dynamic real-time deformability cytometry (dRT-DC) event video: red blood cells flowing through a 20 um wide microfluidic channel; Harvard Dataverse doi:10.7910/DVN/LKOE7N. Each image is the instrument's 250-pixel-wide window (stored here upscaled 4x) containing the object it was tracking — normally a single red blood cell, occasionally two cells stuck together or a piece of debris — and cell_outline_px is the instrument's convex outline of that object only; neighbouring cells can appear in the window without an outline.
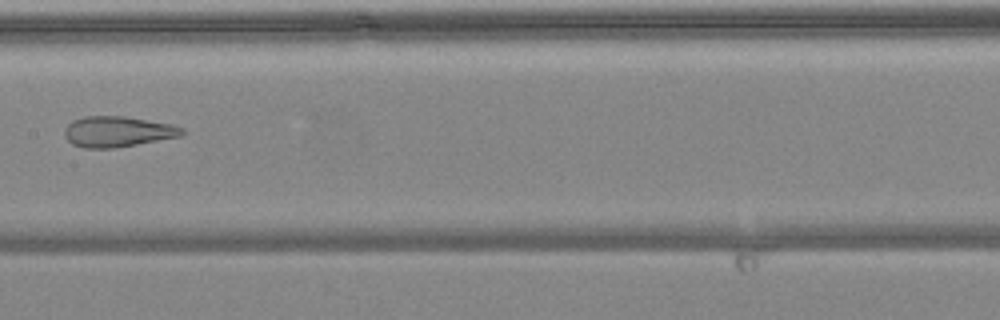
{"species": "common noctule bat (a hibernating species)", "species_latin": "Nyctalus noctula", "temperature_condition": "warm", "stored_images_in_passage": 6, "camera_frame_rate_fps": 3000, "um_per_image_px": 0.085, "animal": {"sex": "female", "body_mass_g": 24.6, "forearm_length_mm": 56.2}, "frame": {"image": 1, "passage_image": 6, "time_ms": 1.667, "image_size_px": [1000, 320], "cell_outline_px": [[184, 132], [180, 136], [136, 144], [112, 148], [84, 148], [72, 144], [64, 136], [64, 128], [72, 120], [84, 116], [124, 116], [168, 124], [184, 128]], "centroid_in_image_um": [9.93, 11.18], "position_along_channel_um": 197.5, "area_um2": 20.75}}